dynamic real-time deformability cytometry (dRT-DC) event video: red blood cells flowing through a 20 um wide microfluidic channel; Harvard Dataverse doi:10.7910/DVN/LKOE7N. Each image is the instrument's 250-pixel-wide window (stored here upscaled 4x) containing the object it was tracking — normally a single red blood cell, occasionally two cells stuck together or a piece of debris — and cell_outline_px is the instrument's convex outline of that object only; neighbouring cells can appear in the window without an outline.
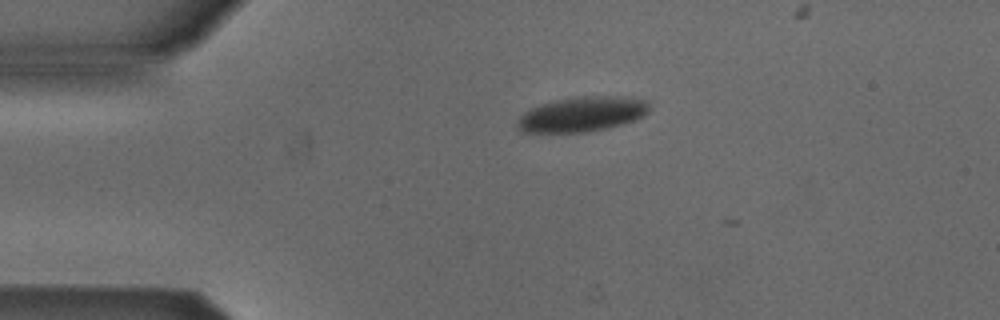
{"species": "Egyptian fruit bat (a non-hibernating species)", "species_latin": "Rousettus aegyptiacus", "temperature_condition": "cold", "stored_images_in_passage": 9, "camera_frame_rate_fps": 3000, "um_per_image_px": 0.085, "animal": {"sex": "male"}, "frame": {"image": 1, "passage_image": 1, "time_ms": 0.0, "image_size_px": [1000, 320], "cell_outline_px": [[652, 104], [648, 112], [644, 116], [636, 120], [608, 128], [588, 132], [520, 132], [516, 128], [516, 120], [524, 112], [540, 104], [552, 100], [572, 96], [628, 96], [652, 100]], "centroid_in_image_um": [49.53, 9.68], "position_along_channel_um": 35.5, "area_um2": 27.69}}
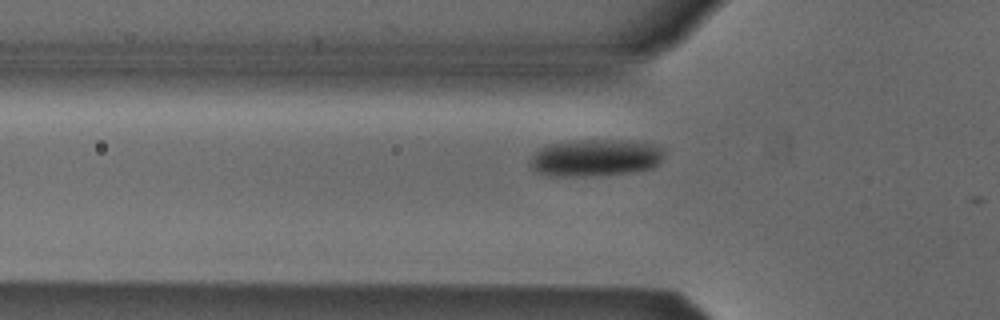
{"frame": {"image": 2, "passage_image": 7, "time_ms": 2.0, "image_size_px": [1000, 320], "cell_outline_px": [[664, 156], [660, 164], [652, 168], [636, 172], [580, 176], [560, 176], [536, 172], [528, 164], [528, 160], [540, 148], [548, 144], [572, 140], [624, 140], [656, 144], [664, 148]], "centroid_in_image_um": [50.64, 13.4], "position_along_channel_um": 75.2, "area_um2": 29.3}}